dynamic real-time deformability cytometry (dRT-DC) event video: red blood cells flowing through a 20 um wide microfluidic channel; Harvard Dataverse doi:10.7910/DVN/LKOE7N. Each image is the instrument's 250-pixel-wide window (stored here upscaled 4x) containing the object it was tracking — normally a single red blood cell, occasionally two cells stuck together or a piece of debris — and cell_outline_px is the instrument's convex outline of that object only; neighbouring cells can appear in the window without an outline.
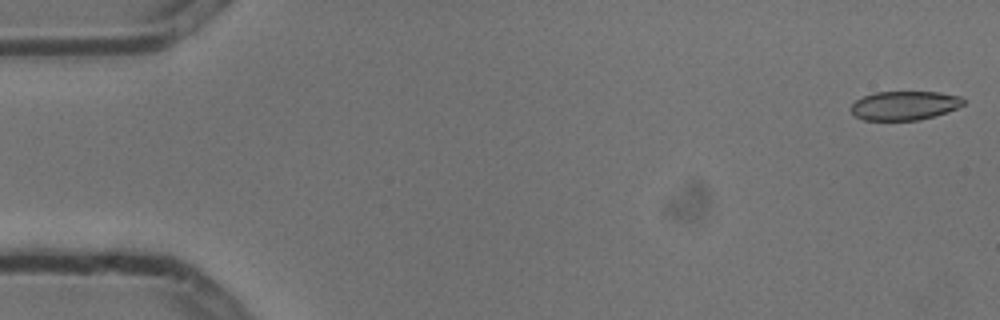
{"species": "common noctule bat (a hibernating species)", "species_latin": "Nyctalus noctula", "temperature_condition": "cold", "stored_images_in_passage": 5, "camera_frame_rate_fps": 3000, "um_per_image_px": 0.085, "animal": {"sex": "male", "body_mass_g": 13.3}, "frame": {"image": 1, "passage_image": 1, "time_ms": 0.0, "image_size_px": [1000, 320], "cell_outline_px": [[964, 104], [948, 112], [920, 120], [864, 120], [856, 116], [852, 112], [852, 104], [856, 100], [872, 92], [940, 92], [960, 96], [964, 100]], "centroid_in_image_um": [76.9, 8.97], "position_along_channel_um": 8.1, "area_um2": 18.96}}
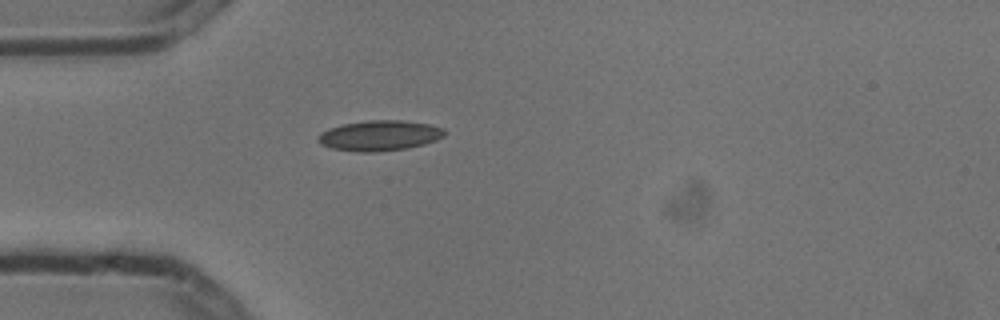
{"frame": {"image": 2, "passage_image": 5, "time_ms": 1.333, "image_size_px": [1000, 320], "cell_outline_px": [[444, 136], [436, 140], [424, 144], [408, 148], [376, 152], [360, 152], [332, 148], [320, 144], [316, 140], [316, 136], [320, 132], [328, 128], [340, 124], [368, 120], [400, 120], [432, 124], [444, 128]], "centroid_in_image_um": [32.23, 11.51], "position_along_channel_um": 52.8, "area_um2": 22.66}}